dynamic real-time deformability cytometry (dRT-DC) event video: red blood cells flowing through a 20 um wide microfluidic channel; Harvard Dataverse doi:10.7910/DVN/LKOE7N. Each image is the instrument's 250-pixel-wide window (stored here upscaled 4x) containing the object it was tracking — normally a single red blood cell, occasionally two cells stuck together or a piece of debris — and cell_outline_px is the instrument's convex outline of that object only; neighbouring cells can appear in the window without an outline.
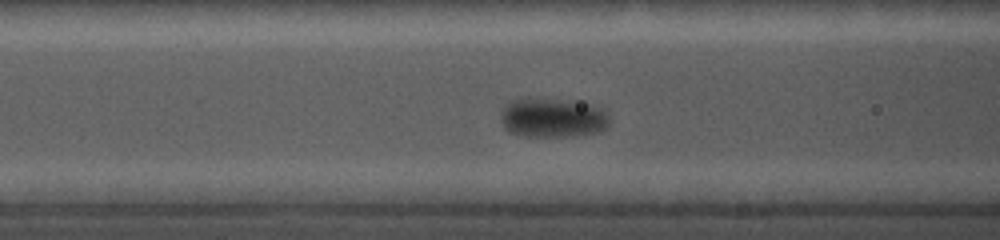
{"species": "common noctule bat (a hibernating species)", "species_latin": "Nyctalus noctula", "temperature_condition": "cold", "stored_images_in_passage": 31, "camera_frame_rate_fps": 5000, "um_per_image_px": 0.085, "animal": {"sex": "female", "body_mass_g": 19.0, "forearm_length_mm": 56.7}, "frame": {"image": 1, "passage_image": 10, "time_ms": 4.2, "image_size_px": [1000, 240], "cell_outline_px": [[608, 124], [604, 128], [596, 132], [572, 136], [524, 136], [508, 132], [504, 128], [500, 120], [504, 108], [512, 100], [552, 100], [600, 108], [608, 116]], "centroid_in_image_um": [46.9, 10.07], "position_along_channel_um": 119.7, "area_um2": 23.64}}